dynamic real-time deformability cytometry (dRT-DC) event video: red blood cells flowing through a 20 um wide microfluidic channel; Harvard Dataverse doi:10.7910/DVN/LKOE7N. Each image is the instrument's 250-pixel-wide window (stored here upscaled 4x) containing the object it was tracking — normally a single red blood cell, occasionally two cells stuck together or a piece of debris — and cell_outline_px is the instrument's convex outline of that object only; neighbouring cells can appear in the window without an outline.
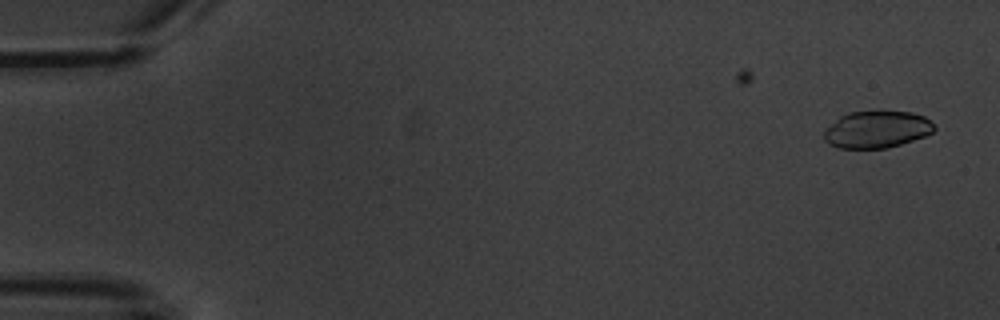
{"species": "common noctule bat (a hibernating species)", "species_latin": "Nyctalus noctula", "temperature_condition": "warm", "stored_images_in_passage": 3, "camera_frame_rate_fps": 3000, "um_per_image_px": 0.085, "animal": {"sex": "male", "body_mass_g": 20.1, "forearm_length_mm": 53.5}, "frame": {"image": 1, "passage_image": 3, "time_ms": 2.333, "image_size_px": [1000, 320], "cell_outline_px": [[936, 128], [932, 132], [924, 136], [900, 144], [884, 148], [836, 148], [828, 144], [824, 140], [824, 132], [840, 116], [848, 112], [880, 108], [912, 112], [924, 116]], "centroid_in_image_um": [74.52, 10.95], "position_along_channel_um": 10.5, "area_um2": 24.28}}